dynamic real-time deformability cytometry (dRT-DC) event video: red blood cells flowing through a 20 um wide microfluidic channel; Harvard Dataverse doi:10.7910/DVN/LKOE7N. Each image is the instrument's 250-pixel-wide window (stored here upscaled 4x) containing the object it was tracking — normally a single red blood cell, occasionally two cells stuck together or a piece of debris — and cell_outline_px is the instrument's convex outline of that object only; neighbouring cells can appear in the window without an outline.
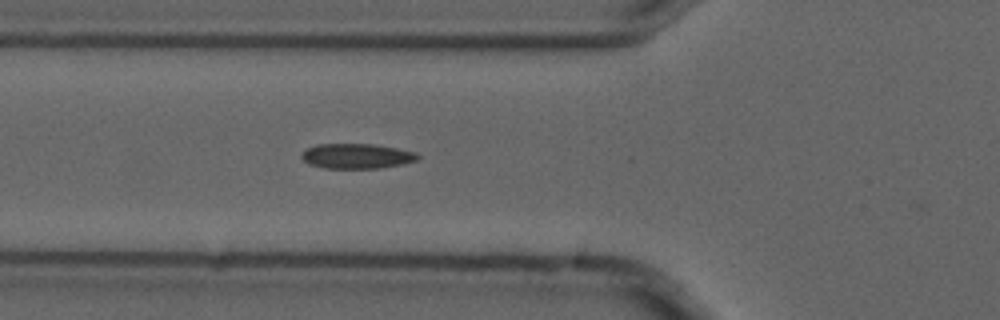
{"species": "common noctule bat (a hibernating species)", "species_latin": "Nyctalus noctula", "temperature_condition": "cold", "stored_images_in_passage": 2, "camera_frame_rate_fps": 3000, "um_per_image_px": 0.085, "animal": {"sex": "male", "forearm_length_mm": 52.5}, "frame": {"image": 1, "passage_image": 2, "time_ms": 0.333, "image_size_px": [1000, 320], "cell_outline_px": [[420, 156], [416, 160], [404, 164], [380, 168], [324, 168], [308, 164], [300, 156], [308, 148], [316, 144], [372, 144], [396, 148], [416, 152]], "centroid_in_image_um": [30.33, 13.27], "position_along_channel_um": 95.5, "area_um2": 16.88}}